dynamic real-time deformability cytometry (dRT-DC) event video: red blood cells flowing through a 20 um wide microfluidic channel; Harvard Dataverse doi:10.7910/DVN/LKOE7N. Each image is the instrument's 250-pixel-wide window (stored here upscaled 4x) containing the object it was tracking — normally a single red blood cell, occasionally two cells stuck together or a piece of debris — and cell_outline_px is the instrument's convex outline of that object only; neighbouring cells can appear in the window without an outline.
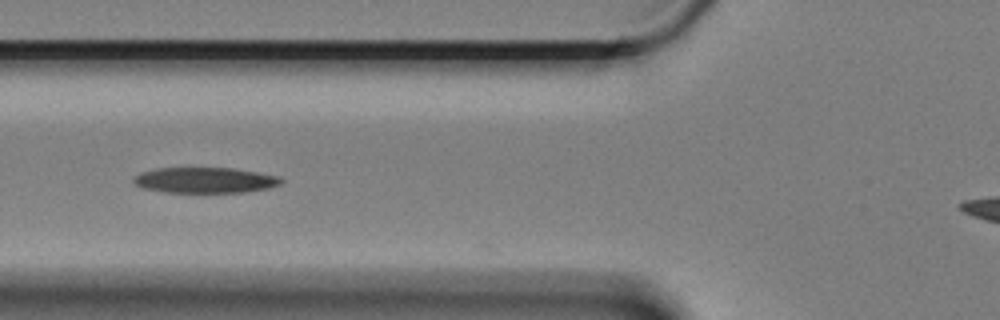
{"species": "Egyptian fruit bat (a non-hibernating species)", "species_latin": "Rousettus aegyptiacus", "temperature_condition": "cold", "stored_images_in_passage": 36, "camera_frame_rate_fps": 3000, "um_per_image_px": 0.085, "animal": {"sex": "female"}, "frame": {"image": 1, "passage_image": 4, "time_ms": 1.0, "image_size_px": [1000, 320], "cell_outline_px": [[284, 180], [280, 184], [268, 188], [244, 192], [164, 192], [144, 188], [136, 184], [132, 180], [140, 172], [156, 168], [232, 168], [280, 176]], "centroid_in_image_um": [17.43, 15.31], "position_along_channel_um": 108.4, "area_um2": 21.91}}
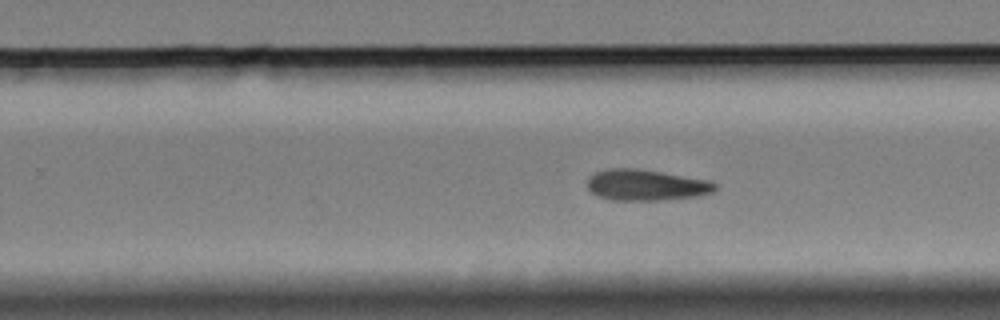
{"frame": {"image": 2, "passage_image": 19, "time_ms": 6.0, "image_size_px": [1000, 320], "cell_outline_px": [[716, 188], [712, 192], [696, 196], [660, 200], [608, 200], [592, 192], [588, 188], [588, 176], [596, 172], [608, 168], [636, 168], [712, 180], [716, 184]], "centroid_in_image_um": [54.91, 15.72], "position_along_channel_um": 274.9, "area_um2": 23.12}}
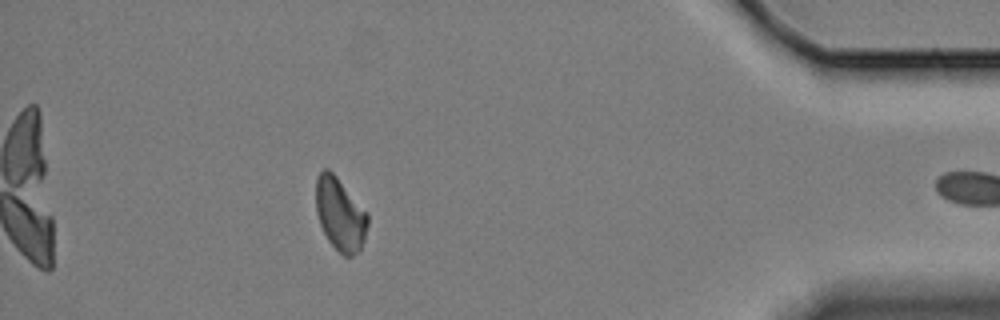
{"frame": {"image": 3, "passage_image": 35, "time_ms": 11.333, "image_size_px": [1000, 320], "cell_outline_px": [[368, 224], [364, 240], [360, 252], [352, 256], [344, 256], [328, 240], [320, 224], [316, 212], [316, 176], [324, 168], [328, 168], [336, 176], [368, 212]], "centroid_in_image_um": [28.92, 18.21], "position_along_channel_um": 406.3, "area_um2": 22.08}}